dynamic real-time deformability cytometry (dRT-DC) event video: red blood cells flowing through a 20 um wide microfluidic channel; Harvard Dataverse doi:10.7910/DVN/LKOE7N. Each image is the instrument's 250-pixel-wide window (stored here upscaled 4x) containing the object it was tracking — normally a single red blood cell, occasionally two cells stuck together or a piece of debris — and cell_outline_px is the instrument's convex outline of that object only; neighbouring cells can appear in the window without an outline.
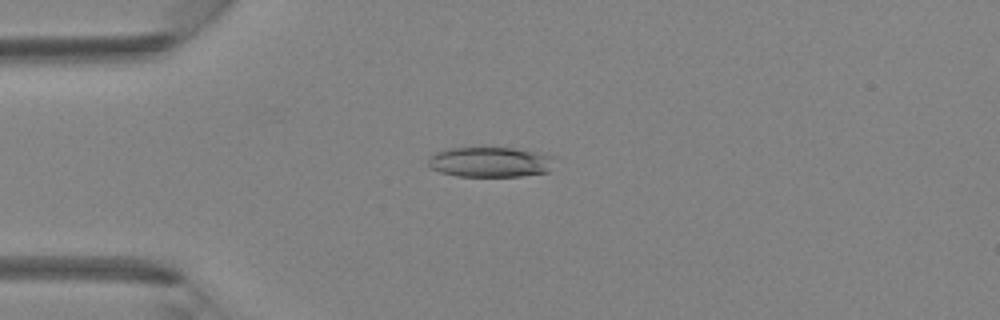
{"species": "Egyptian fruit bat (a non-hibernating species)", "species_latin": "Rousettus aegyptiacus", "temperature_condition": "room temperature", "stored_images_in_passage": 45, "camera_frame_rate_fps": 3000, "um_per_image_px": 0.085, "animal": {"sex": "female"}, "frame": {"image": 1, "passage_image": 12, "time_ms": 3.667, "image_size_px": [1000, 320], "cell_outline_px": [[556, 156], [548, 172], [520, 176], [456, 176], [440, 172], [432, 168], [428, 164], [428, 160], [436, 152], [448, 148], [512, 148], [536, 152]], "centroid_in_image_um": [41.68, 13.77], "position_along_channel_um": 43.3, "area_um2": 22.08}}
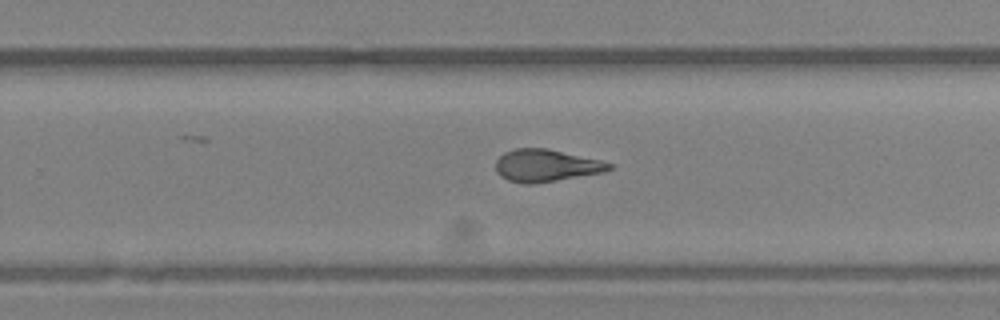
{"frame": {"image": 2, "passage_image": 29, "time_ms": 9.333, "image_size_px": [1000, 320], "cell_outline_px": [[612, 168], [604, 172], [536, 184], [524, 184], [508, 180], [500, 176], [496, 172], [496, 160], [504, 152], [516, 148], [544, 148], [600, 160], [612, 164]], "centroid_in_image_um": [46.38, 14.08], "position_along_channel_um": 283.4, "area_um2": 21.27}}
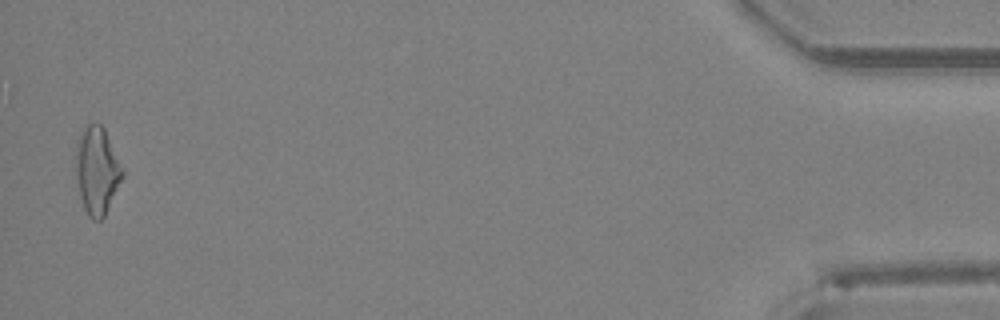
{"frame": {"image": 3, "passage_image": 44, "time_ms": 14.333, "image_size_px": [1000, 320], "cell_outline_px": [[124, 176], [104, 216], [100, 220], [92, 220], [88, 216], [84, 208], [80, 196], [76, 180], [76, 140], [80, 132], [88, 124], [100, 124], [104, 128], [124, 172]], "centroid_in_image_um": [8.23, 14.5], "position_along_channel_um": 427.0, "area_um2": 23.64}}